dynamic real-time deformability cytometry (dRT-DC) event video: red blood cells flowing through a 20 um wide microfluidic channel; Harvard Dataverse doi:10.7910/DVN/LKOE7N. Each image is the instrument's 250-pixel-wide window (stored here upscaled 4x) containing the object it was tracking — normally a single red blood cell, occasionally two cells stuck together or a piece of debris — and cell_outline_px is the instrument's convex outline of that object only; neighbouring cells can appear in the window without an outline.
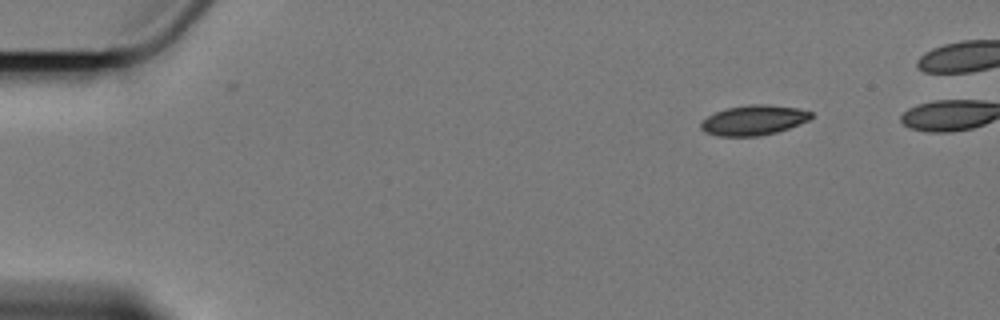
{"species": "Egyptian fruit bat (a non-hibernating species)", "species_latin": "Rousettus aegyptiacus", "temperature_condition": "cold", "stored_images_in_passage": 4, "camera_frame_rate_fps": 3000, "um_per_image_px": 0.085, "animal": {"sex": "female"}, "frame": {"image": 1, "passage_image": 1, "time_ms": 0.0, "image_size_px": [1000, 320], "cell_outline_px": [[812, 116], [808, 120], [788, 128], [776, 132], [760, 136], [716, 136], [704, 132], [700, 128], [700, 124], [708, 116], [716, 112], [728, 108], [748, 104], [768, 104], [800, 108], [812, 112]], "centroid_in_image_um": [64.06, 10.21], "position_along_channel_um": 20.9, "area_um2": 19.25}}